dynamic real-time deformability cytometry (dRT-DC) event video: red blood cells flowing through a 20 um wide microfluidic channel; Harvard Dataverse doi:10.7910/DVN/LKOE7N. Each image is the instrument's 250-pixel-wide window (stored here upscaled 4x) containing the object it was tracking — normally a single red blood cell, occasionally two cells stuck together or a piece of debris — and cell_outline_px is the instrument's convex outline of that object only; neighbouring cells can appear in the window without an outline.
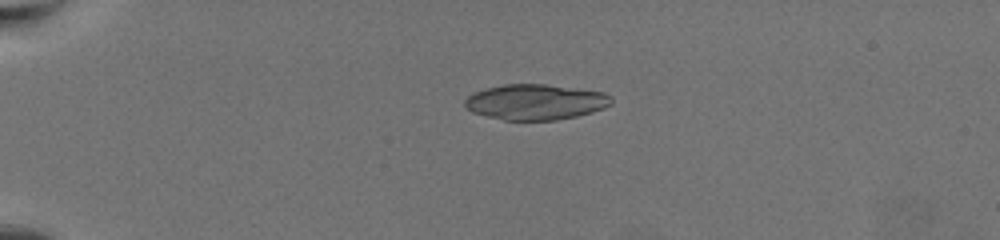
{"species": "common noctule bat (a hibernating species)", "species_latin": "Nyctalus noctula", "temperature_condition": "warm", "stored_images_in_passage": 64, "camera_frame_rate_fps": 3000, "um_per_image_px": 0.085, "animal": {"sex": "female", "body_mass_g": 19.5, "forearm_length_mm": 54.1}, "frame": {"image": 1, "passage_image": 18, "time_ms": 5.667, "image_size_px": [1000, 240], "cell_outline_px": [[612, 104], [604, 108], [592, 112], [576, 116], [556, 120], [504, 120], [472, 112], [464, 104], [464, 100], [472, 92], [484, 88], [504, 84], [544, 84], [604, 92], [612, 96]], "centroid_in_image_um": [45.51, 8.66], "position_along_channel_um": 39.5, "area_um2": 30.4}}